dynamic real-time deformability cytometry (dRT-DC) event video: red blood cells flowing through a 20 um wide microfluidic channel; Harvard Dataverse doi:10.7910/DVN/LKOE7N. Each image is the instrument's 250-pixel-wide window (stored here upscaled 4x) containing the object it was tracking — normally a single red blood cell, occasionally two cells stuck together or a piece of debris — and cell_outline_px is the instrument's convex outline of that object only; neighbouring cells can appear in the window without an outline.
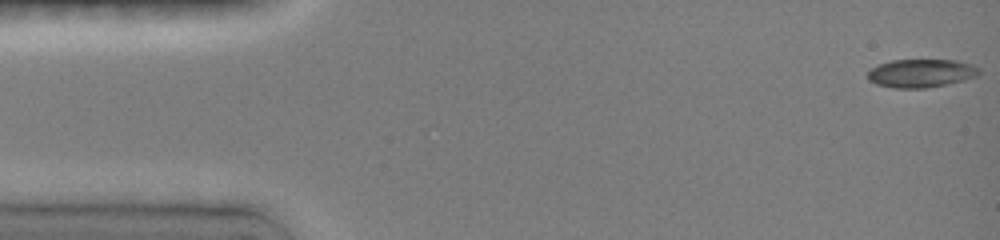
{"species": "common noctule bat (a hibernating species)", "species_latin": "Nyctalus noctula", "temperature_condition": "room temperature", "stored_images_in_passage": 11, "camera_frame_rate_fps": 3000, "um_per_image_px": 0.085, "animal": {"sex": "female", "body_mass_g": 19.0, "forearm_length_mm": 51.5}, "frame": {"image": 1, "passage_image": 1, "time_ms": 0.0, "image_size_px": [1000, 240], "cell_outline_px": [[980, 72], [976, 76], [964, 80], [924, 88], [892, 88], [876, 84], [868, 80], [868, 72], [876, 64], [892, 60], [956, 60], [972, 64], [980, 68]], "centroid_in_image_um": [78.27, 6.21], "position_along_channel_um": 6.7, "area_um2": 18.38}}
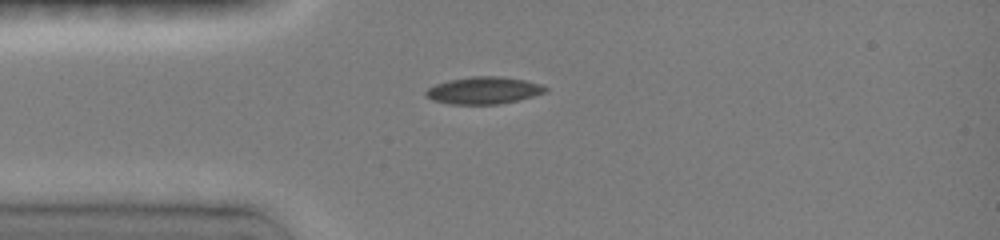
{"frame": {"image": 2, "passage_image": 5, "time_ms": 3.667, "image_size_px": [1000, 240], "cell_outline_px": [[548, 92], [516, 100], [496, 104], [448, 104], [432, 100], [424, 96], [424, 92], [428, 88], [436, 84], [452, 80], [476, 76], [496, 76], [524, 80], [540, 84], [548, 88]], "centroid_in_image_um": [41.09, 7.69], "position_along_channel_um": 43.9, "area_um2": 18.67}}
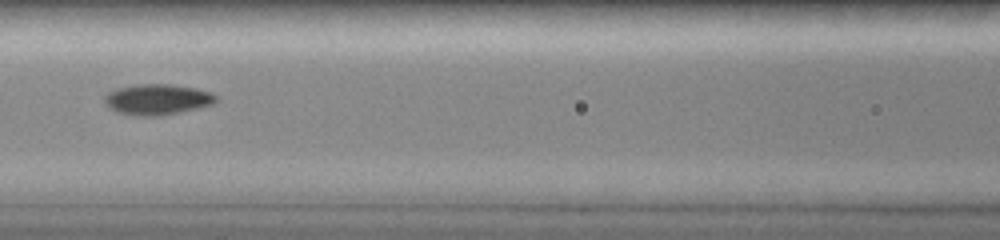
{"frame": {"image": 3, "passage_image": 8, "time_ms": 6.667, "image_size_px": [1000, 240], "cell_outline_px": [[216, 100], [212, 104], [180, 112], [160, 116], [136, 116], [116, 112], [104, 104], [104, 96], [108, 92], [120, 88], [140, 84], [168, 84], [196, 88], [208, 92], [216, 96]], "centroid_in_image_um": [13.32, 8.46], "position_along_channel_um": 153.3, "area_um2": 19.77}}